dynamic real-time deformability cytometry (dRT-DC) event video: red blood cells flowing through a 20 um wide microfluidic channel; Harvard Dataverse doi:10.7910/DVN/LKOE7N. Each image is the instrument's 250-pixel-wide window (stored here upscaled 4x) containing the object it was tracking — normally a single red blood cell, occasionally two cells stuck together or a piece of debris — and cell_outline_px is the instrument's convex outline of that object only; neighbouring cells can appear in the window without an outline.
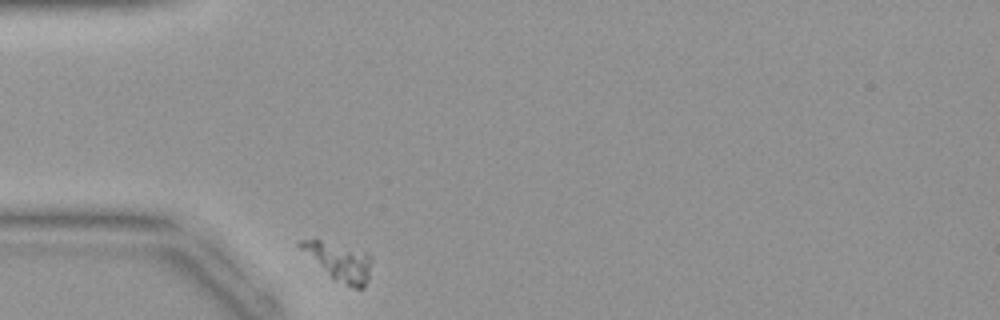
{"species": "common noctule bat (a hibernating species)", "species_latin": "Nyctalus noctula", "temperature_condition": "warm", "stored_images_in_passage": 31, "camera_frame_rate_fps": 3000, "um_per_image_px": 0.085, "animal": {"sex": "female", "body_mass_g": 19.9}, "frame": {"image": 1, "passage_image": 1, "time_ms": 0.0, "image_size_px": [1000, 320], "cell_outline_px": [[372, 260], [368, 280], [364, 288], [356, 288], [344, 284], [336, 280], [300, 248], [296, 244], [300, 240], [320, 240], [364, 252], [372, 256]], "centroid_in_image_um": [28.88, 22.24], "position_along_channel_um": 56.1, "area_um2": 14.97}}
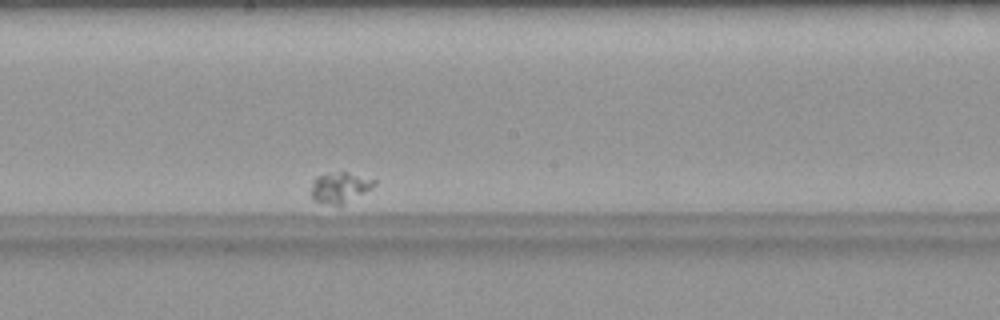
{"frame": {"image": 2, "passage_image": 17, "time_ms": 5.333, "image_size_px": [1000, 320], "cell_outline_px": [[376, 184], [372, 188], [340, 208], [312, 200], [308, 192], [312, 180], [316, 176], [340, 172], [348, 172], [376, 180]], "centroid_in_image_um": [28.83, 15.99], "position_along_channel_um": 219.4, "area_um2": 11.85}}
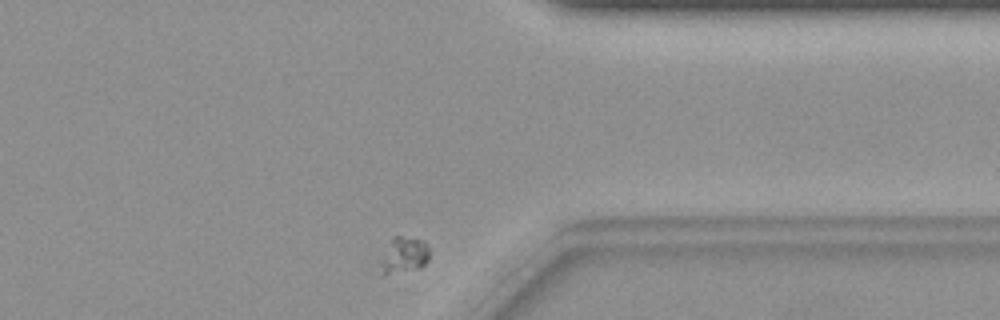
{"frame": {"image": 3, "passage_image": 31, "time_ms": 10.0, "image_size_px": [1000, 320], "cell_outline_px": [[428, 260], [420, 268], [384, 276], [380, 276], [380, 264], [392, 236], [400, 236], [424, 240], [428, 248]], "centroid_in_image_um": [34.31, 21.72], "position_along_channel_um": 377.1, "area_um2": 10.35}}